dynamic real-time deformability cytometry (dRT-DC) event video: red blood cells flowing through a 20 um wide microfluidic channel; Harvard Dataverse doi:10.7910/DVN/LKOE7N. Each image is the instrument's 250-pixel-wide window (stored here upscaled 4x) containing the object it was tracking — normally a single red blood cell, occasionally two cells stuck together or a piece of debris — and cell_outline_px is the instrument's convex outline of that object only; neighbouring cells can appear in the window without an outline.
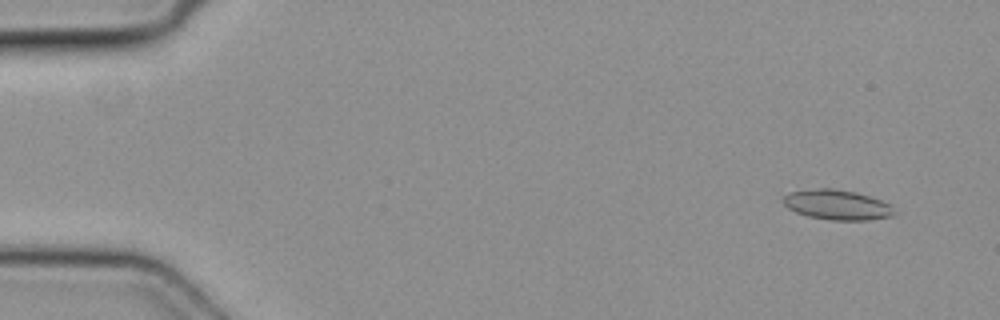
{"species": "common noctule bat (a hibernating species)", "species_latin": "Nyctalus noctula", "temperature_condition": "cold", "stored_images_in_passage": 3, "segment_of_instrument_passage": [2, 2], "camera_frame_rate_fps": 3000, "um_per_image_px": 0.085, "animal": {"sex": "female", "body_mass_g": 19.3, "forearm_length_mm": 54.1}, "frame": {"image": 1, "passage_image": 3, "time_ms": 0.667, "image_size_px": [1000, 320], "cell_outline_px": [[896, 212], [892, 216], [868, 220], [832, 220], [808, 216], [796, 212], [788, 208], [784, 204], [784, 196], [792, 192], [820, 188], [832, 188], [856, 192], [880, 200], [888, 204]], "centroid_in_image_um": [71.16, 17.41], "position_along_channel_um": 13.8, "area_um2": 19.07}}